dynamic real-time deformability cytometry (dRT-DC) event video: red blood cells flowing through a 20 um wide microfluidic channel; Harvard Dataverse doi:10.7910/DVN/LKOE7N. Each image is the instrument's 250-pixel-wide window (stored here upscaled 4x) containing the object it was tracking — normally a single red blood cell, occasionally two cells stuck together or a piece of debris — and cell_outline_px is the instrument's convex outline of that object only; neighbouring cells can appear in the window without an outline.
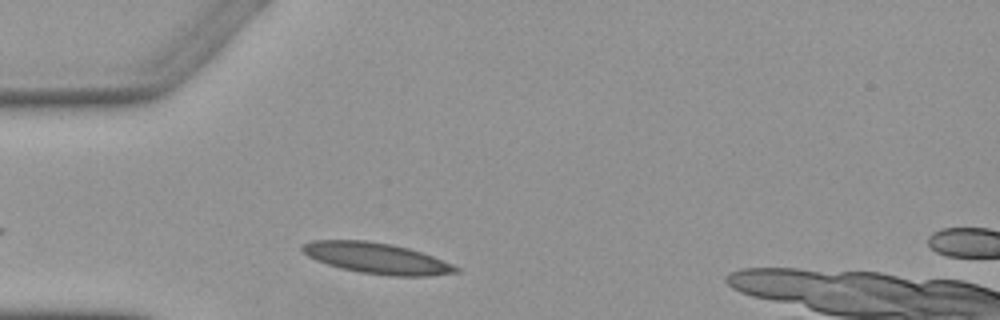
{"species": "Egyptian fruit bat (a non-hibernating species)", "species_latin": "Rousettus aegyptiacus", "temperature_condition": "warm", "stored_images_in_passage": 1, "camera_frame_rate_fps": 3000, "um_per_image_px": 0.085, "animal": {"sex": "female"}, "frame": {"image": 1, "passage_image": 1, "time_ms": 0.0, "image_size_px": [1000, 320], "cell_outline_px": [[460, 272], [432, 276], [392, 276], [360, 272], [340, 268], [316, 260], [308, 256], [300, 248], [304, 244], [312, 240], [368, 240], [392, 244], [408, 248], [432, 256], [452, 264], [460, 268]], "centroid_in_image_um": [32.04, 21.95], "position_along_channel_um": 53.0, "area_um2": 27.57}}